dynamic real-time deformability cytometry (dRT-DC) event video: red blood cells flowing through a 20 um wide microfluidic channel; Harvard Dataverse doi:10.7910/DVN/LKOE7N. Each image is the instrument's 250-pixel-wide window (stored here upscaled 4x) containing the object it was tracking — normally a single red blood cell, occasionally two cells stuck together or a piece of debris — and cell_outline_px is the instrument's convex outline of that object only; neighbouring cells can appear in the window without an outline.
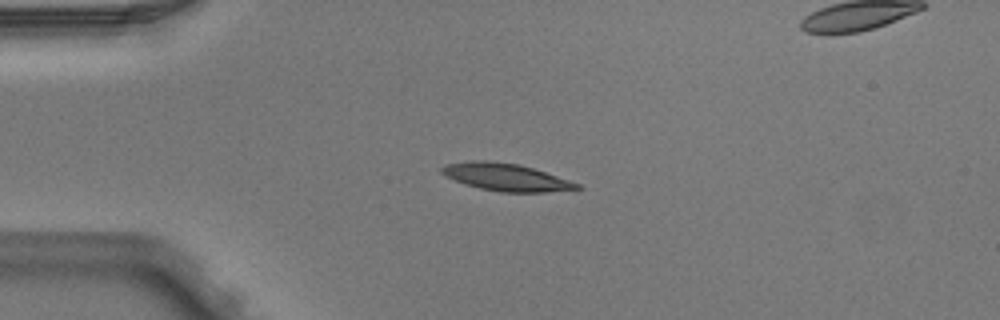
{"species": "Egyptian fruit bat (a non-hibernating species)", "species_latin": "Rousettus aegyptiacus", "temperature_condition": "warm", "stored_images_in_passage": 4, "camera_frame_rate_fps": 3000, "um_per_image_px": 0.085, "animal": {"sex": "male"}, "frame": {"image": 1, "passage_image": 3, "time_ms": 0.667, "image_size_px": [1000, 320], "cell_outline_px": [[584, 188], [544, 192], [500, 192], [480, 188], [464, 184], [444, 176], [440, 172], [440, 168], [448, 164], [472, 160], [488, 160], [520, 164], [580, 184]], "centroid_in_image_um": [42.96, 15.05], "position_along_channel_um": 42.0, "area_um2": 21.5}}